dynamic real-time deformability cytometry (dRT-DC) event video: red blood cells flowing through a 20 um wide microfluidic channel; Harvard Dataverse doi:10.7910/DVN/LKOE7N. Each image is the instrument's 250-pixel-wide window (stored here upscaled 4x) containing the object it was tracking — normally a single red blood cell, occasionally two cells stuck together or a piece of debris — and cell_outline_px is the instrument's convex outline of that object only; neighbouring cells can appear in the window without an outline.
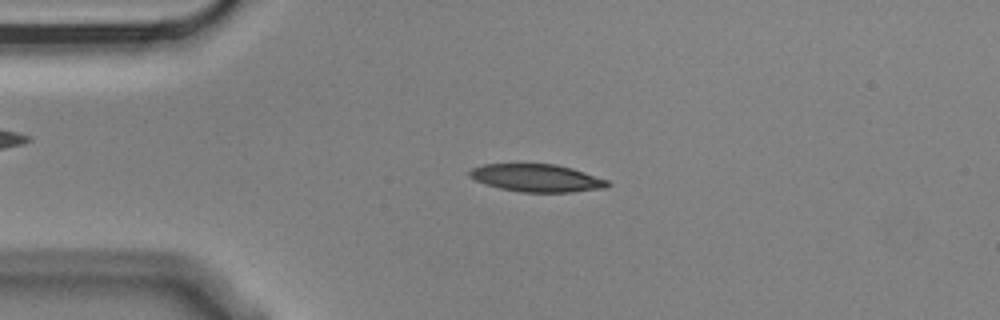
{"species": "Egyptian fruit bat (a non-hibernating species)", "species_latin": "Rousettus aegyptiacus", "temperature_condition": "cold", "stored_images_in_passage": 4, "camera_frame_rate_fps": 3000, "um_per_image_px": 0.085, "animal": {"sex": "male"}, "frame": {"image": 1, "passage_image": 3, "time_ms": 0.667, "image_size_px": [1000, 320], "cell_outline_px": [[612, 184], [608, 188], [572, 192], [520, 192], [500, 188], [484, 184], [468, 176], [468, 172], [472, 168], [484, 164], [556, 164], [572, 168], [608, 180]], "centroid_in_image_um": [45.65, 15.13], "position_along_channel_um": 39.4, "area_um2": 22.37}}